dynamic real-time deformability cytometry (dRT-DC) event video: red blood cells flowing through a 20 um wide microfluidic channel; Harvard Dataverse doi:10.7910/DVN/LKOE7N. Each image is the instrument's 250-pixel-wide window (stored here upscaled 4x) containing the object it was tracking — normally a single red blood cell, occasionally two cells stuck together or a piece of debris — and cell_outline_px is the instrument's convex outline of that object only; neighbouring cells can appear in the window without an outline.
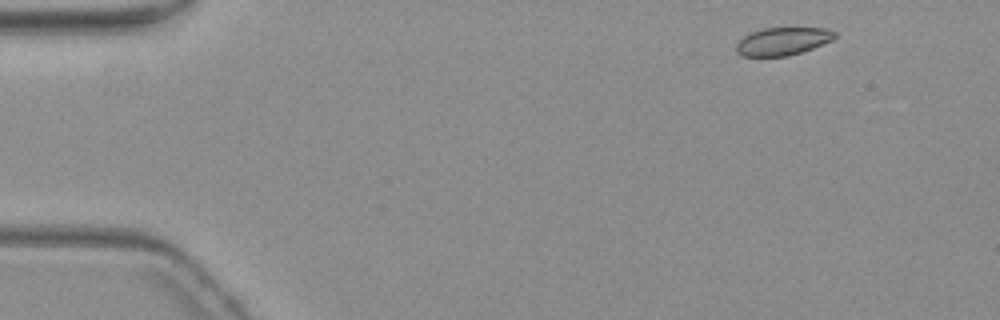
{"species": "common noctule bat (a hibernating species)", "species_latin": "Nyctalus noctula", "temperature_condition": "warm", "stored_images_in_passage": 4, "camera_frame_rate_fps": 3000, "um_per_image_px": 0.085, "animal": {"sex": "female", "body_mass_g": 19.3, "forearm_length_mm": 54.1}, "frame": {"image": 1, "passage_image": 1, "time_ms": 0.0, "image_size_px": [1000, 320], "cell_outline_px": [[836, 36], [832, 40], [812, 48], [788, 56], [744, 56], [736, 52], [736, 44], [744, 36], [752, 32], [764, 28], [824, 28], [836, 32]], "centroid_in_image_um": [66.52, 3.51], "position_along_channel_um": 18.5, "area_um2": 15.78}}
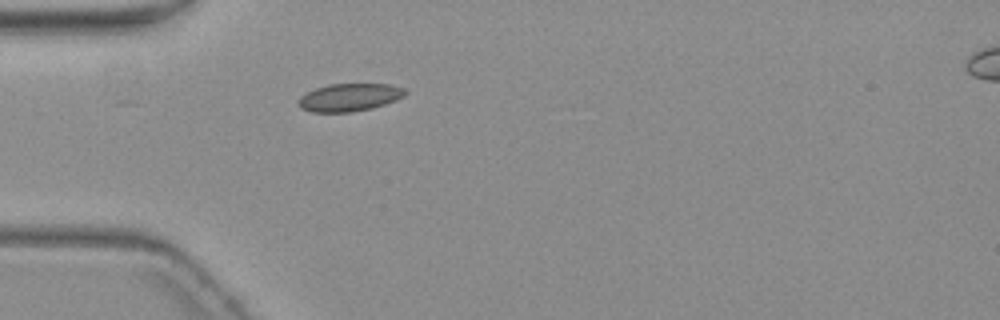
{"frame": {"image": 2, "passage_image": 4, "time_ms": 3.667, "image_size_px": [1000, 320], "cell_outline_px": [[408, 92], [404, 96], [396, 100], [372, 108], [352, 112], [312, 112], [300, 108], [296, 104], [300, 96], [316, 88], [328, 84], [392, 84], [404, 88]], "centroid_in_image_um": [29.7, 8.27], "position_along_channel_um": 55.3, "area_um2": 17.4}}